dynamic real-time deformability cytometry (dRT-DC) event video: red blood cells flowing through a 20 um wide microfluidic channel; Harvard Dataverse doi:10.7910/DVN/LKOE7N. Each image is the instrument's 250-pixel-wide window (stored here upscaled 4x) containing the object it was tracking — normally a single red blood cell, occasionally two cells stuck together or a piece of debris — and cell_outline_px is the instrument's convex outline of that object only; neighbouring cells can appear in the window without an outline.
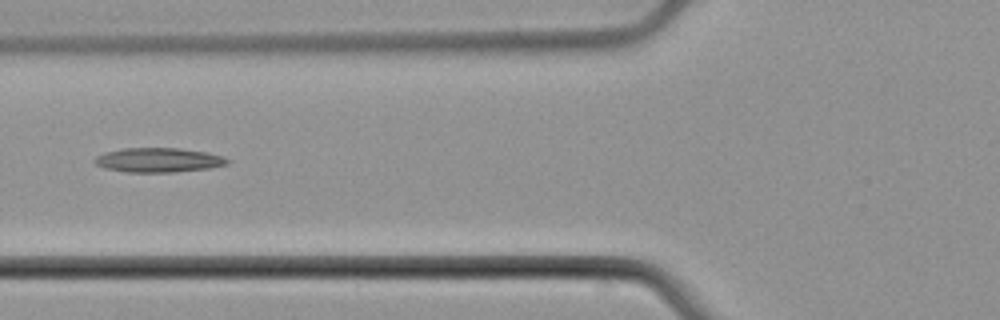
{"species": "common noctule bat (a hibernating species)", "species_latin": "Nyctalus noctula", "temperature_condition": "cold", "stored_images_in_passage": 4, "camera_frame_rate_fps": 3000, "um_per_image_px": 0.085, "animal": {"sex": "male", "body_mass_g": 21.5, "forearm_length_mm": 52.0}, "frame": {"image": 1, "passage_image": 4, "time_ms": 4.333, "image_size_px": [1000, 320], "cell_outline_px": [[228, 164], [208, 168], [172, 172], [128, 172], [104, 168], [96, 164], [92, 160], [96, 156], [104, 152], [120, 148], [180, 148], [208, 152], [224, 156], [228, 160]], "centroid_in_image_um": [13.44, 13.59], "position_along_channel_um": 112.4, "area_um2": 18.96}}